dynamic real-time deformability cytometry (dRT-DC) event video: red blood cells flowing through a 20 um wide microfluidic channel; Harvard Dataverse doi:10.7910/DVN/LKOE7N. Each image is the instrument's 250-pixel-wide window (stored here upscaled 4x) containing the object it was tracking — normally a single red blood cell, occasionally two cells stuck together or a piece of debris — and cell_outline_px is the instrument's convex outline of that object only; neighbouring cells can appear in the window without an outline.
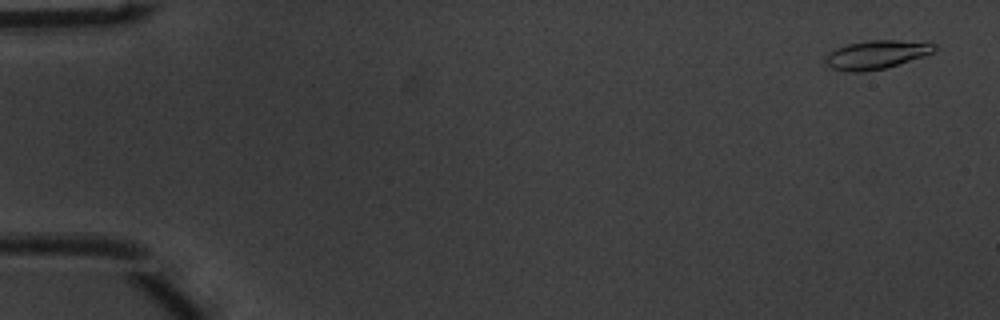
{"species": "common noctule bat (a hibernating species)", "species_latin": "Nyctalus noctula", "temperature_condition": "warm", "stored_images_in_passage": 16, "camera_frame_rate_fps": 3000, "um_per_image_px": 0.085, "animal": {"sex": "male", "body_mass_g": 20.1, "forearm_length_mm": 53.5}, "frame": {"image": 1, "passage_image": 3, "time_ms": 0.667, "image_size_px": [1000, 320], "cell_outline_px": [[936, 48], [932, 52], [924, 56], [884, 68], [864, 72], [848, 72], [832, 68], [824, 60], [836, 48], [848, 44], [868, 40], [928, 40], [936, 44]], "centroid_in_image_um": [74.58, 4.62], "position_along_channel_um": 10.4, "area_um2": 18.21}}